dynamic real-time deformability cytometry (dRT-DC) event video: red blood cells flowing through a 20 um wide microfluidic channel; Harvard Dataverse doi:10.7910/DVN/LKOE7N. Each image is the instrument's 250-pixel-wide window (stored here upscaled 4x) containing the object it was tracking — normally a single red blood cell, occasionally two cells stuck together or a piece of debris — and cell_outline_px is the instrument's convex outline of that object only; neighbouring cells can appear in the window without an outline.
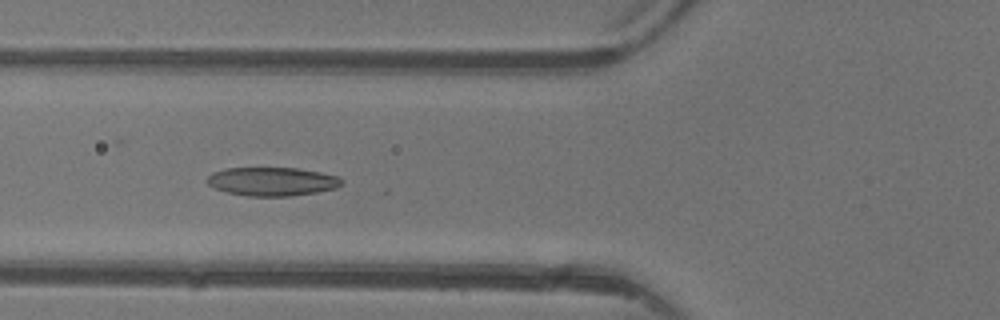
{"species": "common noctule bat (a hibernating species)", "species_latin": "Nyctalus noctula", "temperature_condition": "warm", "stored_images_in_passage": 6, "camera_frame_rate_fps": 3000, "um_per_image_px": 0.085, "animal": {"sex": "female"}, "frame": {"image": 1, "passage_image": 6, "time_ms": 6.0, "image_size_px": [1000, 320], "cell_outline_px": [[344, 180], [336, 188], [316, 192], [292, 196], [248, 196], [228, 192], [216, 188], [208, 184], [204, 180], [212, 172], [228, 168], [300, 168], [320, 172], [336, 176]], "centroid_in_image_um": [23.12, 15.42], "position_along_channel_um": 102.7, "area_um2": 22.37}}